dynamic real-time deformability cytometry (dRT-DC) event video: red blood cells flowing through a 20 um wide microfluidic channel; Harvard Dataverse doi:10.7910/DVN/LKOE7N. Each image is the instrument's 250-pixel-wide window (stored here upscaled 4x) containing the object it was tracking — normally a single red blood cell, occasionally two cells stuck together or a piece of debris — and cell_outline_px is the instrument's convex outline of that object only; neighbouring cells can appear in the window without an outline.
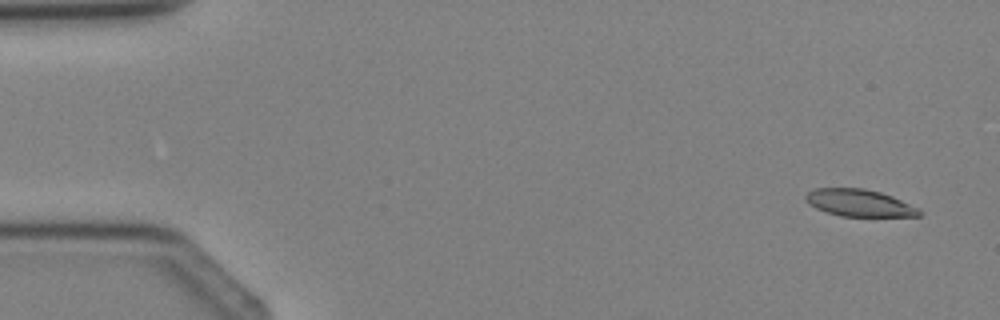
{"species": "Egyptian fruit bat (a non-hibernating species)", "species_latin": "Rousettus aegyptiacus", "temperature_condition": "cold", "stored_images_in_passage": 4, "segment_of_instrument_passage": [1, 2], "camera_frame_rate_fps": 3000, "um_per_image_px": 0.085, "animal": {"sex": "female"}, "frame": {"image": 1, "passage_image": 1, "time_ms": 0.0, "image_size_px": [1000, 320], "cell_outline_px": [[924, 212], [920, 216], [840, 216], [816, 208], [808, 204], [804, 196], [812, 188], [864, 188], [880, 192], [892, 196], [920, 208]], "centroid_in_image_um": [73.06, 17.24], "position_along_channel_um": 11.9, "area_um2": 18.03}}